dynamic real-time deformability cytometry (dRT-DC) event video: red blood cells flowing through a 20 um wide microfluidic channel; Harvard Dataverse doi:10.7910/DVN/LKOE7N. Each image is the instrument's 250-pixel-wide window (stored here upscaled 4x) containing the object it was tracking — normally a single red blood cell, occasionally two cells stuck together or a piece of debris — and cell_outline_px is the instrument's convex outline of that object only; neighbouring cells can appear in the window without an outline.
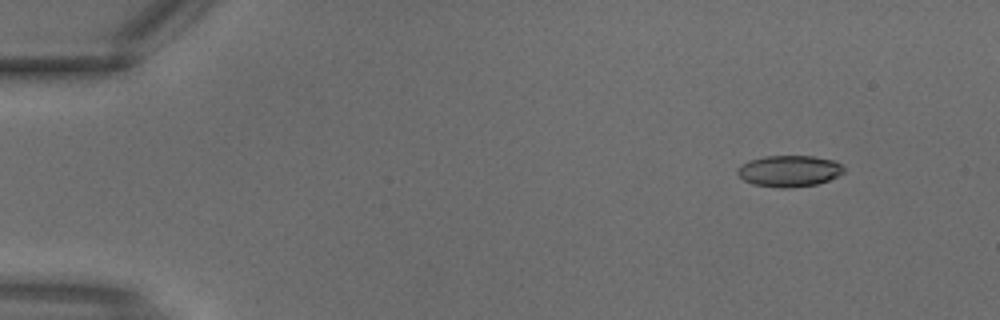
{"species": "common noctule bat (a hibernating species)", "species_latin": "Nyctalus noctula", "temperature_condition": "warm", "stored_images_in_passage": 3, "camera_frame_rate_fps": 3000, "um_per_image_px": 0.085, "animal": {"sex": "male", "body_mass_g": 18.8}, "frame": {"image": 1, "passage_image": 1, "time_ms": 0.0, "image_size_px": [1000, 320], "cell_outline_px": [[844, 172], [828, 180], [816, 184], [788, 188], [780, 188], [752, 184], [744, 180], [736, 172], [736, 168], [740, 164], [748, 160], [764, 156], [812, 156], [836, 160], [844, 168]], "centroid_in_image_um": [67.04, 14.52], "position_along_channel_um": 18.0, "area_um2": 19.54}}
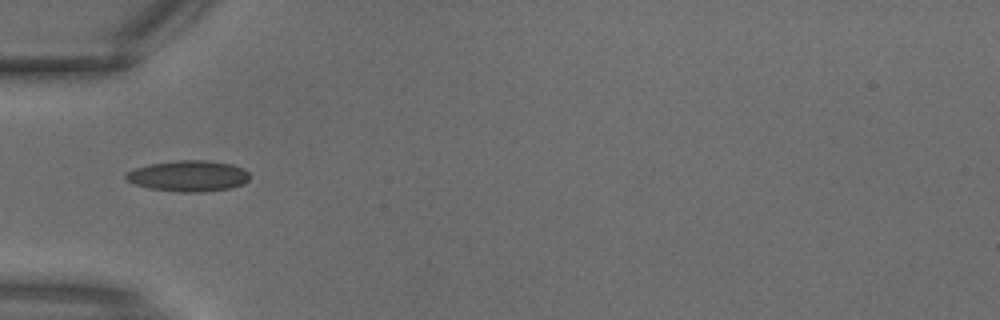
{"frame": {"image": 2, "passage_image": 3, "time_ms": 0.667, "image_size_px": [1000, 320], "cell_outline_px": [[248, 180], [244, 184], [232, 188], [204, 192], [180, 192], [148, 188], [136, 184], [128, 180], [124, 176], [128, 172], [136, 168], [152, 164], [176, 160], [208, 160], [232, 164], [244, 168], [248, 172]], "centroid_in_image_um": [16.07, 14.96], "position_along_channel_um": 68.9, "area_um2": 22.31}}